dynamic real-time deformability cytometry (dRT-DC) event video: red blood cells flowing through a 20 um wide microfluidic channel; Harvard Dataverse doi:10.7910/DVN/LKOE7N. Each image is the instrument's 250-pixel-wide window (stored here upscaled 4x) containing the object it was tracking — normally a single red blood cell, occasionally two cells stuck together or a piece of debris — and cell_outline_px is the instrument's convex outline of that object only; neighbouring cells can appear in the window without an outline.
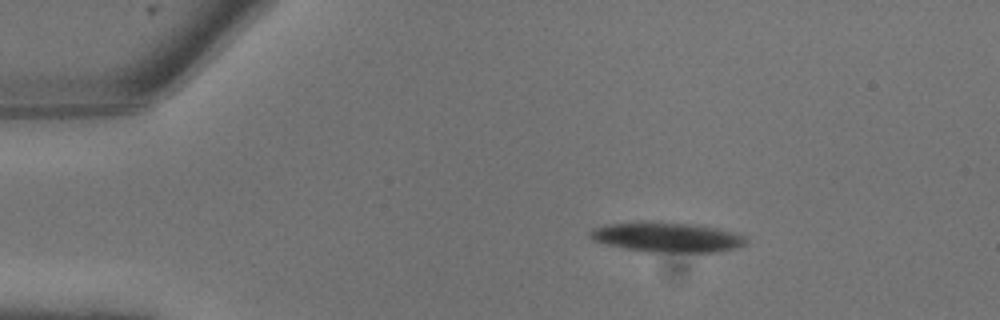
{"species": "common noctule bat (a hibernating species)", "species_latin": "Nyctalus noctula", "temperature_condition": "warm", "stored_images_in_passage": 6, "camera_frame_rate_fps": 3000, "um_per_image_px": 0.085, "animal": {"sex": "male", "body_mass_g": 13.3}, "frame": {"image": 1, "passage_image": 3, "time_ms": 0.667, "image_size_px": [1000, 320], "cell_outline_px": [[748, 240], [744, 244], [732, 248], [712, 252], [644, 252], [624, 248], [592, 240], [588, 236], [588, 232], [592, 228], [608, 224], [700, 224], [736, 232], [744, 236]], "centroid_in_image_um": [56.72, 20.19], "position_along_channel_um": 28.3, "area_um2": 26.3}}